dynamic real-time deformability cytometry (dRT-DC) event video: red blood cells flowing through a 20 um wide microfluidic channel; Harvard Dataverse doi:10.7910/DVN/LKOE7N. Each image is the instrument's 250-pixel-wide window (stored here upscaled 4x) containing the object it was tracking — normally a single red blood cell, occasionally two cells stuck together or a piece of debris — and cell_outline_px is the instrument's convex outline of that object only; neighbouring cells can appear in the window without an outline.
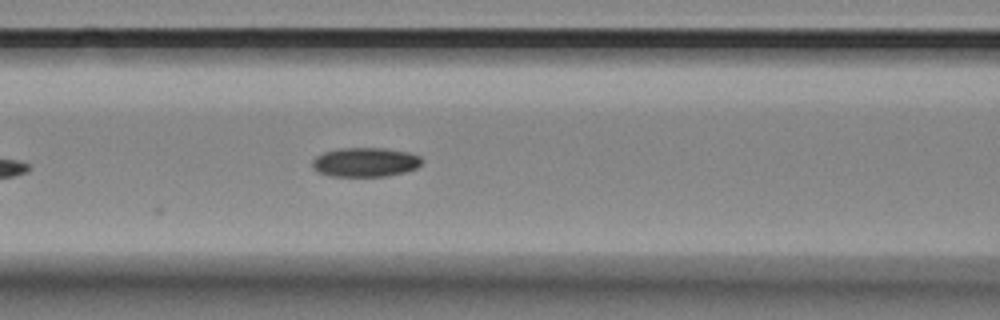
{"species": "Egyptian fruit bat (a non-hibernating species)", "species_latin": "Rousettus aegyptiacus", "temperature_condition": "room temperature", "stored_images_in_passage": 6, "camera_frame_rate_fps": 3000, "um_per_image_px": 0.085, "animal": {"sex": "female"}, "frame": {"image": 1, "passage_image": 6, "time_ms": 1.667, "image_size_px": [1000, 320], "cell_outline_px": [[420, 164], [416, 168], [404, 172], [384, 176], [332, 176], [320, 172], [312, 168], [312, 160], [316, 156], [324, 152], [340, 148], [384, 148], [408, 152], [420, 156]], "centroid_in_image_um": [31.02, 13.78], "position_along_channel_um": 135.6, "area_um2": 18.5}}